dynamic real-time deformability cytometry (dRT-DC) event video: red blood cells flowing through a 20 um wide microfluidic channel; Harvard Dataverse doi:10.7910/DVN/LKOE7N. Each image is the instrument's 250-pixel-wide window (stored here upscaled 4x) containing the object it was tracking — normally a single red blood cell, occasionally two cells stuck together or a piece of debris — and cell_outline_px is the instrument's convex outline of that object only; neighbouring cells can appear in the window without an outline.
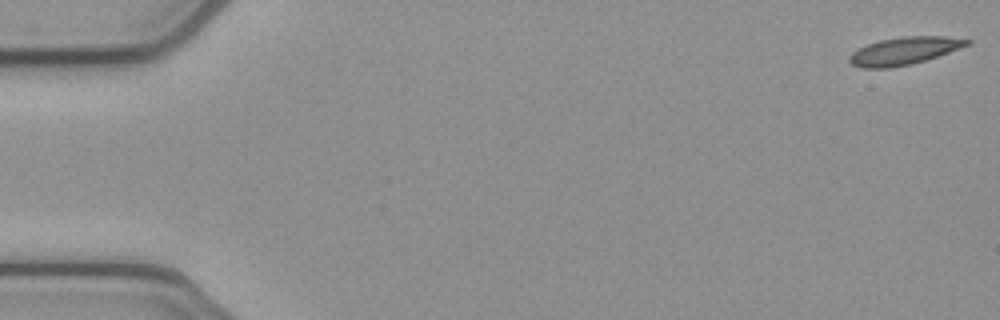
{"species": "common noctule bat (a hibernating species)", "species_latin": "Nyctalus noctula", "temperature_condition": "cold", "stored_images_in_passage": 53, "camera_frame_rate_fps": 3000, "um_per_image_px": 0.085, "animal": {"sex": "female", "body_mass_g": 21.9}, "frame": {"image": 1, "passage_image": 1, "time_ms": 0.0, "image_size_px": [1000, 320], "cell_outline_px": [[972, 44], [912, 64], [888, 68], [864, 68], [852, 64], [848, 60], [848, 56], [852, 52], [868, 44], [880, 40], [904, 36], [944, 36], [972, 40]], "centroid_in_image_um": [76.86, 4.32], "position_along_channel_um": 8.1, "area_um2": 18.73}}
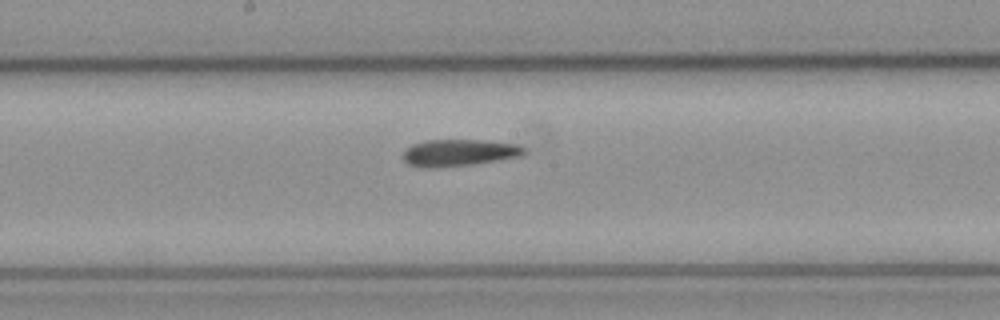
{"frame": {"image": 2, "passage_image": 28, "time_ms": 9.0, "image_size_px": [1000, 320], "cell_outline_px": [[524, 152], [520, 156], [476, 164], [440, 168], [420, 168], [408, 164], [404, 160], [404, 152], [412, 144], [428, 140], [480, 140], [516, 144], [524, 148]], "centroid_in_image_um": [38.97, 13.0], "position_along_channel_um": 209.2, "area_um2": 18.9}}
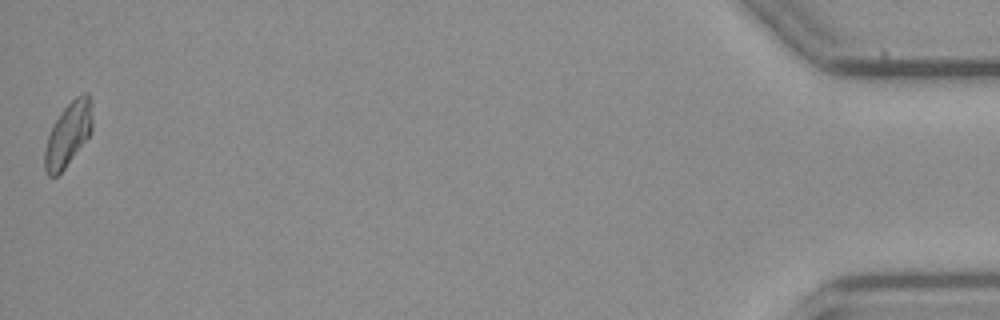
{"frame": {"image": 3, "passage_image": 53, "time_ms": 17.333, "image_size_px": [1000, 320], "cell_outline_px": [[92, 132], [64, 168], [56, 176], [48, 176], [44, 168], [44, 152], [48, 136], [52, 124], [60, 112], [76, 96], [84, 92], [88, 92], [92, 96]], "centroid_in_image_um": [5.81, 11.35], "position_along_channel_um": 429.4, "area_um2": 17.86}, "authors_computed_cell_mechanics": {"area_um2": 18.8428, "velocity_mm_per_s": 3.8459, "shape_relaxation_time_tau1_ms": null, "shape_relaxation_time_tau2_ms": 11.2457, "deformation_change_tau1": null, "deformation_change_tau2": 0.1824}}